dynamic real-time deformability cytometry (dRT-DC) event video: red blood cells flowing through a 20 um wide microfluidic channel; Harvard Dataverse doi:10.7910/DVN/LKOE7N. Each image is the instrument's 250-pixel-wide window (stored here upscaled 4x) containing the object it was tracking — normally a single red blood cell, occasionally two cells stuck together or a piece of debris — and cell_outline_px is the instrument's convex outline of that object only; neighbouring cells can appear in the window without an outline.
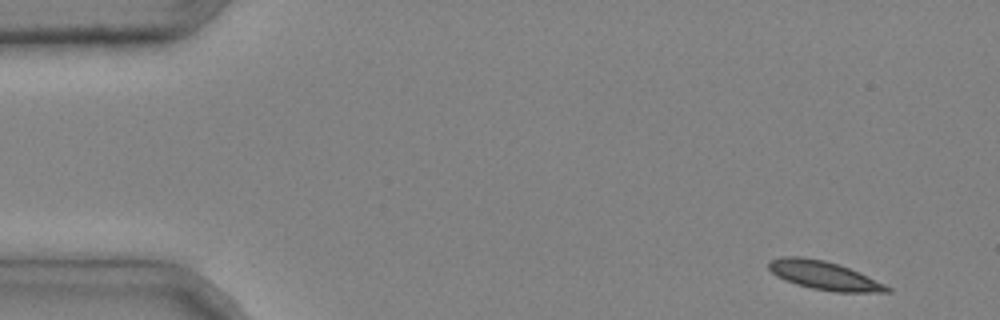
{"species": "common noctule bat (a hibernating species)", "species_latin": "Nyctalus noctula", "temperature_condition": "cold", "stored_images_in_passage": 4, "camera_frame_rate_fps": 3000, "um_per_image_px": 0.085, "animal": {"sex": "male", "body_mass_g": 20.4}, "frame": {"image": 1, "passage_image": 1, "time_ms": 0.0, "image_size_px": [1000, 320], "cell_outline_px": [[892, 292], [836, 292], [812, 288], [796, 284], [784, 280], [776, 276], [768, 268], [768, 260], [780, 256], [800, 256], [824, 260], [848, 268], [884, 284], [892, 288]], "centroid_in_image_um": [69.98, 23.4], "position_along_channel_um": 15.0, "area_um2": 19.54}}